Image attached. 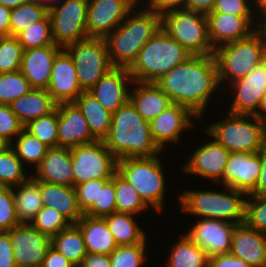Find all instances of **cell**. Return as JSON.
Here are the masks:
<instances>
[{
	"instance_id": "obj_1",
	"label": "cell",
	"mask_w": 266,
	"mask_h": 267,
	"mask_svg": "<svg viewBox=\"0 0 266 267\" xmlns=\"http://www.w3.org/2000/svg\"><path fill=\"white\" fill-rule=\"evenodd\" d=\"M155 83L167 94L172 104L188 108L199 120L208 113L206 109L219 93L216 91H223L220 89L214 55H191Z\"/></svg>"
},
{
	"instance_id": "obj_2",
	"label": "cell",
	"mask_w": 266,
	"mask_h": 267,
	"mask_svg": "<svg viewBox=\"0 0 266 267\" xmlns=\"http://www.w3.org/2000/svg\"><path fill=\"white\" fill-rule=\"evenodd\" d=\"M160 28L161 16L145 3H137L124 21L105 38L111 64L129 68L141 48Z\"/></svg>"
},
{
	"instance_id": "obj_3",
	"label": "cell",
	"mask_w": 266,
	"mask_h": 267,
	"mask_svg": "<svg viewBox=\"0 0 266 267\" xmlns=\"http://www.w3.org/2000/svg\"><path fill=\"white\" fill-rule=\"evenodd\" d=\"M103 141L117 159L164 153L153 140L150 122L143 119L130 100L112 113L110 131Z\"/></svg>"
},
{
	"instance_id": "obj_4",
	"label": "cell",
	"mask_w": 266,
	"mask_h": 267,
	"mask_svg": "<svg viewBox=\"0 0 266 267\" xmlns=\"http://www.w3.org/2000/svg\"><path fill=\"white\" fill-rule=\"evenodd\" d=\"M223 191L184 189L177 194L178 203L186 216L189 214L199 219H216L234 225L245 222V205L247 195L234 188L224 186Z\"/></svg>"
},
{
	"instance_id": "obj_5",
	"label": "cell",
	"mask_w": 266,
	"mask_h": 267,
	"mask_svg": "<svg viewBox=\"0 0 266 267\" xmlns=\"http://www.w3.org/2000/svg\"><path fill=\"white\" fill-rule=\"evenodd\" d=\"M191 55L161 27L141 48L128 70L133 81L156 82Z\"/></svg>"
},
{
	"instance_id": "obj_6",
	"label": "cell",
	"mask_w": 266,
	"mask_h": 267,
	"mask_svg": "<svg viewBox=\"0 0 266 267\" xmlns=\"http://www.w3.org/2000/svg\"><path fill=\"white\" fill-rule=\"evenodd\" d=\"M161 155L162 153L151 157L117 160V172L135 188L143 201L157 214L164 212L168 186L162 162L164 159Z\"/></svg>"
},
{
	"instance_id": "obj_7",
	"label": "cell",
	"mask_w": 266,
	"mask_h": 267,
	"mask_svg": "<svg viewBox=\"0 0 266 267\" xmlns=\"http://www.w3.org/2000/svg\"><path fill=\"white\" fill-rule=\"evenodd\" d=\"M226 113L203 128L219 144L230 153H257L266 146V123L254 115Z\"/></svg>"
},
{
	"instance_id": "obj_8",
	"label": "cell",
	"mask_w": 266,
	"mask_h": 267,
	"mask_svg": "<svg viewBox=\"0 0 266 267\" xmlns=\"http://www.w3.org/2000/svg\"><path fill=\"white\" fill-rule=\"evenodd\" d=\"M214 57L223 90L234 81L247 76L266 59V41L256 30L247 38L219 46L214 50Z\"/></svg>"
},
{
	"instance_id": "obj_9",
	"label": "cell",
	"mask_w": 266,
	"mask_h": 267,
	"mask_svg": "<svg viewBox=\"0 0 266 267\" xmlns=\"http://www.w3.org/2000/svg\"><path fill=\"white\" fill-rule=\"evenodd\" d=\"M161 27L192 55H214L206 15L186 8L172 10L161 16Z\"/></svg>"
},
{
	"instance_id": "obj_10",
	"label": "cell",
	"mask_w": 266,
	"mask_h": 267,
	"mask_svg": "<svg viewBox=\"0 0 266 267\" xmlns=\"http://www.w3.org/2000/svg\"><path fill=\"white\" fill-rule=\"evenodd\" d=\"M72 57L79 86L89 91L114 66L103 38H87L64 48Z\"/></svg>"
},
{
	"instance_id": "obj_11",
	"label": "cell",
	"mask_w": 266,
	"mask_h": 267,
	"mask_svg": "<svg viewBox=\"0 0 266 267\" xmlns=\"http://www.w3.org/2000/svg\"><path fill=\"white\" fill-rule=\"evenodd\" d=\"M74 187L94 179H111L117 172V158L104 141L96 140L70 148Z\"/></svg>"
},
{
	"instance_id": "obj_12",
	"label": "cell",
	"mask_w": 266,
	"mask_h": 267,
	"mask_svg": "<svg viewBox=\"0 0 266 267\" xmlns=\"http://www.w3.org/2000/svg\"><path fill=\"white\" fill-rule=\"evenodd\" d=\"M88 0H65L48 9L55 44L65 48L88 38Z\"/></svg>"
},
{
	"instance_id": "obj_13",
	"label": "cell",
	"mask_w": 266,
	"mask_h": 267,
	"mask_svg": "<svg viewBox=\"0 0 266 267\" xmlns=\"http://www.w3.org/2000/svg\"><path fill=\"white\" fill-rule=\"evenodd\" d=\"M209 137V140L196 146L191 156L187 157L186 163L182 164V170L187 175L209 179L210 182L218 185L225 172L228 156L230 152L204 129L202 130ZM211 139V140H210Z\"/></svg>"
},
{
	"instance_id": "obj_14",
	"label": "cell",
	"mask_w": 266,
	"mask_h": 267,
	"mask_svg": "<svg viewBox=\"0 0 266 267\" xmlns=\"http://www.w3.org/2000/svg\"><path fill=\"white\" fill-rule=\"evenodd\" d=\"M223 89L231 96L228 112L234 114L253 115L266 94V59L239 80Z\"/></svg>"
},
{
	"instance_id": "obj_15",
	"label": "cell",
	"mask_w": 266,
	"mask_h": 267,
	"mask_svg": "<svg viewBox=\"0 0 266 267\" xmlns=\"http://www.w3.org/2000/svg\"><path fill=\"white\" fill-rule=\"evenodd\" d=\"M135 0H88V38L105 39L137 5Z\"/></svg>"
},
{
	"instance_id": "obj_16",
	"label": "cell",
	"mask_w": 266,
	"mask_h": 267,
	"mask_svg": "<svg viewBox=\"0 0 266 267\" xmlns=\"http://www.w3.org/2000/svg\"><path fill=\"white\" fill-rule=\"evenodd\" d=\"M17 267H41L51 238L29 223H20L7 231Z\"/></svg>"
},
{
	"instance_id": "obj_17",
	"label": "cell",
	"mask_w": 266,
	"mask_h": 267,
	"mask_svg": "<svg viewBox=\"0 0 266 267\" xmlns=\"http://www.w3.org/2000/svg\"><path fill=\"white\" fill-rule=\"evenodd\" d=\"M193 119L199 120L188 108L180 104H171L150 121L151 134L156 145L164 152L167 149L165 147L169 148L182 142L180 140L184 132L193 130Z\"/></svg>"
},
{
	"instance_id": "obj_18",
	"label": "cell",
	"mask_w": 266,
	"mask_h": 267,
	"mask_svg": "<svg viewBox=\"0 0 266 267\" xmlns=\"http://www.w3.org/2000/svg\"><path fill=\"white\" fill-rule=\"evenodd\" d=\"M235 226L222 220L198 218L187 227L186 235L212 257L230 253Z\"/></svg>"
},
{
	"instance_id": "obj_19",
	"label": "cell",
	"mask_w": 266,
	"mask_h": 267,
	"mask_svg": "<svg viewBox=\"0 0 266 267\" xmlns=\"http://www.w3.org/2000/svg\"><path fill=\"white\" fill-rule=\"evenodd\" d=\"M206 17L208 38L214 50L226 43L247 38L257 30L256 16L210 12Z\"/></svg>"
},
{
	"instance_id": "obj_20",
	"label": "cell",
	"mask_w": 266,
	"mask_h": 267,
	"mask_svg": "<svg viewBox=\"0 0 266 267\" xmlns=\"http://www.w3.org/2000/svg\"><path fill=\"white\" fill-rule=\"evenodd\" d=\"M260 151L257 153L232 152L228 156L222 181L228 186L249 195L260 175Z\"/></svg>"
},
{
	"instance_id": "obj_21",
	"label": "cell",
	"mask_w": 266,
	"mask_h": 267,
	"mask_svg": "<svg viewBox=\"0 0 266 267\" xmlns=\"http://www.w3.org/2000/svg\"><path fill=\"white\" fill-rule=\"evenodd\" d=\"M46 90L57 105L74 102L83 92L73 59L64 48L53 61L51 80Z\"/></svg>"
},
{
	"instance_id": "obj_22",
	"label": "cell",
	"mask_w": 266,
	"mask_h": 267,
	"mask_svg": "<svg viewBox=\"0 0 266 267\" xmlns=\"http://www.w3.org/2000/svg\"><path fill=\"white\" fill-rule=\"evenodd\" d=\"M133 83L132 76L126 67H113L89 92L111 113L122 107L129 100Z\"/></svg>"
},
{
	"instance_id": "obj_23",
	"label": "cell",
	"mask_w": 266,
	"mask_h": 267,
	"mask_svg": "<svg viewBox=\"0 0 266 267\" xmlns=\"http://www.w3.org/2000/svg\"><path fill=\"white\" fill-rule=\"evenodd\" d=\"M58 107V146L72 148L97 139L91 134L87 119L74 102L60 103Z\"/></svg>"
},
{
	"instance_id": "obj_24",
	"label": "cell",
	"mask_w": 266,
	"mask_h": 267,
	"mask_svg": "<svg viewBox=\"0 0 266 267\" xmlns=\"http://www.w3.org/2000/svg\"><path fill=\"white\" fill-rule=\"evenodd\" d=\"M63 48L50 45L24 50L20 71L28 80L31 88L47 89L55 57Z\"/></svg>"
},
{
	"instance_id": "obj_25",
	"label": "cell",
	"mask_w": 266,
	"mask_h": 267,
	"mask_svg": "<svg viewBox=\"0 0 266 267\" xmlns=\"http://www.w3.org/2000/svg\"><path fill=\"white\" fill-rule=\"evenodd\" d=\"M34 171L31 176L35 180L74 187L70 148L61 146L49 148Z\"/></svg>"
},
{
	"instance_id": "obj_26",
	"label": "cell",
	"mask_w": 266,
	"mask_h": 267,
	"mask_svg": "<svg viewBox=\"0 0 266 267\" xmlns=\"http://www.w3.org/2000/svg\"><path fill=\"white\" fill-rule=\"evenodd\" d=\"M230 253L250 267H266V234L245 223L236 225Z\"/></svg>"
},
{
	"instance_id": "obj_27",
	"label": "cell",
	"mask_w": 266,
	"mask_h": 267,
	"mask_svg": "<svg viewBox=\"0 0 266 267\" xmlns=\"http://www.w3.org/2000/svg\"><path fill=\"white\" fill-rule=\"evenodd\" d=\"M129 100L145 121H152L172 102L155 82L133 81Z\"/></svg>"
},
{
	"instance_id": "obj_28",
	"label": "cell",
	"mask_w": 266,
	"mask_h": 267,
	"mask_svg": "<svg viewBox=\"0 0 266 267\" xmlns=\"http://www.w3.org/2000/svg\"><path fill=\"white\" fill-rule=\"evenodd\" d=\"M75 225L82 233L88 253L110 255L117 248L104 218L83 215Z\"/></svg>"
},
{
	"instance_id": "obj_29",
	"label": "cell",
	"mask_w": 266,
	"mask_h": 267,
	"mask_svg": "<svg viewBox=\"0 0 266 267\" xmlns=\"http://www.w3.org/2000/svg\"><path fill=\"white\" fill-rule=\"evenodd\" d=\"M40 190L43 205L53 207L72 224L83 217L84 214L77 203L75 187L40 181Z\"/></svg>"
},
{
	"instance_id": "obj_30",
	"label": "cell",
	"mask_w": 266,
	"mask_h": 267,
	"mask_svg": "<svg viewBox=\"0 0 266 267\" xmlns=\"http://www.w3.org/2000/svg\"><path fill=\"white\" fill-rule=\"evenodd\" d=\"M56 106L46 89L34 88L10 104L11 110L24 126L31 120L49 114Z\"/></svg>"
},
{
	"instance_id": "obj_31",
	"label": "cell",
	"mask_w": 266,
	"mask_h": 267,
	"mask_svg": "<svg viewBox=\"0 0 266 267\" xmlns=\"http://www.w3.org/2000/svg\"><path fill=\"white\" fill-rule=\"evenodd\" d=\"M16 207V218L19 223H29L44 206L40 190V181L30 176L23 183L12 187Z\"/></svg>"
},
{
	"instance_id": "obj_32",
	"label": "cell",
	"mask_w": 266,
	"mask_h": 267,
	"mask_svg": "<svg viewBox=\"0 0 266 267\" xmlns=\"http://www.w3.org/2000/svg\"><path fill=\"white\" fill-rule=\"evenodd\" d=\"M74 103L87 119L91 134L97 140L103 141L110 131L112 113L106 110L89 91H83Z\"/></svg>"
},
{
	"instance_id": "obj_33",
	"label": "cell",
	"mask_w": 266,
	"mask_h": 267,
	"mask_svg": "<svg viewBox=\"0 0 266 267\" xmlns=\"http://www.w3.org/2000/svg\"><path fill=\"white\" fill-rule=\"evenodd\" d=\"M170 245L167 267H208V259L204 249L195 244L187 235L179 234Z\"/></svg>"
},
{
	"instance_id": "obj_34",
	"label": "cell",
	"mask_w": 266,
	"mask_h": 267,
	"mask_svg": "<svg viewBox=\"0 0 266 267\" xmlns=\"http://www.w3.org/2000/svg\"><path fill=\"white\" fill-rule=\"evenodd\" d=\"M136 215L113 212L103 217L118 246L147 242L146 231L136 220Z\"/></svg>"
},
{
	"instance_id": "obj_35",
	"label": "cell",
	"mask_w": 266,
	"mask_h": 267,
	"mask_svg": "<svg viewBox=\"0 0 266 267\" xmlns=\"http://www.w3.org/2000/svg\"><path fill=\"white\" fill-rule=\"evenodd\" d=\"M51 246L63 254L76 267L87 254L84 239L80 229L71 224L51 238Z\"/></svg>"
},
{
	"instance_id": "obj_36",
	"label": "cell",
	"mask_w": 266,
	"mask_h": 267,
	"mask_svg": "<svg viewBox=\"0 0 266 267\" xmlns=\"http://www.w3.org/2000/svg\"><path fill=\"white\" fill-rule=\"evenodd\" d=\"M10 146L26 168H30V165H32V170L41 163V160L50 148L38 138L30 134L25 128L11 142ZM26 164L29 166L27 167Z\"/></svg>"
},
{
	"instance_id": "obj_37",
	"label": "cell",
	"mask_w": 266,
	"mask_h": 267,
	"mask_svg": "<svg viewBox=\"0 0 266 267\" xmlns=\"http://www.w3.org/2000/svg\"><path fill=\"white\" fill-rule=\"evenodd\" d=\"M116 212L140 216L149 210L135 188L118 172L114 174Z\"/></svg>"
},
{
	"instance_id": "obj_38",
	"label": "cell",
	"mask_w": 266,
	"mask_h": 267,
	"mask_svg": "<svg viewBox=\"0 0 266 267\" xmlns=\"http://www.w3.org/2000/svg\"><path fill=\"white\" fill-rule=\"evenodd\" d=\"M30 176V170L22 164L11 146L0 152V186L14 187Z\"/></svg>"
},
{
	"instance_id": "obj_39",
	"label": "cell",
	"mask_w": 266,
	"mask_h": 267,
	"mask_svg": "<svg viewBox=\"0 0 266 267\" xmlns=\"http://www.w3.org/2000/svg\"><path fill=\"white\" fill-rule=\"evenodd\" d=\"M48 14V8L33 1L11 10L9 36H17L32 23L41 21Z\"/></svg>"
},
{
	"instance_id": "obj_40",
	"label": "cell",
	"mask_w": 266,
	"mask_h": 267,
	"mask_svg": "<svg viewBox=\"0 0 266 267\" xmlns=\"http://www.w3.org/2000/svg\"><path fill=\"white\" fill-rule=\"evenodd\" d=\"M16 37L24 50L56 45L52 35L49 14H47L41 21L32 23Z\"/></svg>"
},
{
	"instance_id": "obj_41",
	"label": "cell",
	"mask_w": 266,
	"mask_h": 267,
	"mask_svg": "<svg viewBox=\"0 0 266 267\" xmlns=\"http://www.w3.org/2000/svg\"><path fill=\"white\" fill-rule=\"evenodd\" d=\"M24 128L50 148L58 147V107L45 116L31 120Z\"/></svg>"
},
{
	"instance_id": "obj_42",
	"label": "cell",
	"mask_w": 266,
	"mask_h": 267,
	"mask_svg": "<svg viewBox=\"0 0 266 267\" xmlns=\"http://www.w3.org/2000/svg\"><path fill=\"white\" fill-rule=\"evenodd\" d=\"M30 224L41 234L52 238L72 223L53 207L43 206Z\"/></svg>"
},
{
	"instance_id": "obj_43",
	"label": "cell",
	"mask_w": 266,
	"mask_h": 267,
	"mask_svg": "<svg viewBox=\"0 0 266 267\" xmlns=\"http://www.w3.org/2000/svg\"><path fill=\"white\" fill-rule=\"evenodd\" d=\"M147 242L120 245L110 254L111 267H142L149 260Z\"/></svg>"
},
{
	"instance_id": "obj_44",
	"label": "cell",
	"mask_w": 266,
	"mask_h": 267,
	"mask_svg": "<svg viewBox=\"0 0 266 267\" xmlns=\"http://www.w3.org/2000/svg\"><path fill=\"white\" fill-rule=\"evenodd\" d=\"M31 89L28 80L20 70L0 74V104L10 105Z\"/></svg>"
},
{
	"instance_id": "obj_45",
	"label": "cell",
	"mask_w": 266,
	"mask_h": 267,
	"mask_svg": "<svg viewBox=\"0 0 266 267\" xmlns=\"http://www.w3.org/2000/svg\"><path fill=\"white\" fill-rule=\"evenodd\" d=\"M24 49L15 36L0 37V74L20 70Z\"/></svg>"
},
{
	"instance_id": "obj_46",
	"label": "cell",
	"mask_w": 266,
	"mask_h": 267,
	"mask_svg": "<svg viewBox=\"0 0 266 267\" xmlns=\"http://www.w3.org/2000/svg\"><path fill=\"white\" fill-rule=\"evenodd\" d=\"M116 192L114 176L111 179H99L98 203H94L84 215L103 218L116 212Z\"/></svg>"
},
{
	"instance_id": "obj_47",
	"label": "cell",
	"mask_w": 266,
	"mask_h": 267,
	"mask_svg": "<svg viewBox=\"0 0 266 267\" xmlns=\"http://www.w3.org/2000/svg\"><path fill=\"white\" fill-rule=\"evenodd\" d=\"M244 223L248 227L266 234V195L247 196Z\"/></svg>"
},
{
	"instance_id": "obj_48",
	"label": "cell",
	"mask_w": 266,
	"mask_h": 267,
	"mask_svg": "<svg viewBox=\"0 0 266 267\" xmlns=\"http://www.w3.org/2000/svg\"><path fill=\"white\" fill-rule=\"evenodd\" d=\"M18 224L12 187L0 186V231L7 232Z\"/></svg>"
},
{
	"instance_id": "obj_49",
	"label": "cell",
	"mask_w": 266,
	"mask_h": 267,
	"mask_svg": "<svg viewBox=\"0 0 266 267\" xmlns=\"http://www.w3.org/2000/svg\"><path fill=\"white\" fill-rule=\"evenodd\" d=\"M23 129L24 125L11 110L10 105L0 104V136L11 143Z\"/></svg>"
},
{
	"instance_id": "obj_50",
	"label": "cell",
	"mask_w": 266,
	"mask_h": 267,
	"mask_svg": "<svg viewBox=\"0 0 266 267\" xmlns=\"http://www.w3.org/2000/svg\"><path fill=\"white\" fill-rule=\"evenodd\" d=\"M77 203L84 214L94 203H98L99 179L89 180L75 186Z\"/></svg>"
},
{
	"instance_id": "obj_51",
	"label": "cell",
	"mask_w": 266,
	"mask_h": 267,
	"mask_svg": "<svg viewBox=\"0 0 266 267\" xmlns=\"http://www.w3.org/2000/svg\"><path fill=\"white\" fill-rule=\"evenodd\" d=\"M212 12L236 16H255L253 0H216Z\"/></svg>"
},
{
	"instance_id": "obj_52",
	"label": "cell",
	"mask_w": 266,
	"mask_h": 267,
	"mask_svg": "<svg viewBox=\"0 0 266 267\" xmlns=\"http://www.w3.org/2000/svg\"><path fill=\"white\" fill-rule=\"evenodd\" d=\"M151 10H154L158 15L177 9H185L188 0H146L144 2Z\"/></svg>"
},
{
	"instance_id": "obj_53",
	"label": "cell",
	"mask_w": 266,
	"mask_h": 267,
	"mask_svg": "<svg viewBox=\"0 0 266 267\" xmlns=\"http://www.w3.org/2000/svg\"><path fill=\"white\" fill-rule=\"evenodd\" d=\"M0 267H17L10 238L7 232L0 231Z\"/></svg>"
},
{
	"instance_id": "obj_54",
	"label": "cell",
	"mask_w": 266,
	"mask_h": 267,
	"mask_svg": "<svg viewBox=\"0 0 266 267\" xmlns=\"http://www.w3.org/2000/svg\"><path fill=\"white\" fill-rule=\"evenodd\" d=\"M208 267H250L231 253L219 254L208 259Z\"/></svg>"
},
{
	"instance_id": "obj_55",
	"label": "cell",
	"mask_w": 266,
	"mask_h": 267,
	"mask_svg": "<svg viewBox=\"0 0 266 267\" xmlns=\"http://www.w3.org/2000/svg\"><path fill=\"white\" fill-rule=\"evenodd\" d=\"M41 267H76L63 254L50 246L46 252Z\"/></svg>"
},
{
	"instance_id": "obj_56",
	"label": "cell",
	"mask_w": 266,
	"mask_h": 267,
	"mask_svg": "<svg viewBox=\"0 0 266 267\" xmlns=\"http://www.w3.org/2000/svg\"><path fill=\"white\" fill-rule=\"evenodd\" d=\"M260 175L258 176L254 190L247 196L266 195V146L260 150Z\"/></svg>"
},
{
	"instance_id": "obj_57",
	"label": "cell",
	"mask_w": 266,
	"mask_h": 267,
	"mask_svg": "<svg viewBox=\"0 0 266 267\" xmlns=\"http://www.w3.org/2000/svg\"><path fill=\"white\" fill-rule=\"evenodd\" d=\"M77 267H111L110 255L88 253Z\"/></svg>"
},
{
	"instance_id": "obj_58",
	"label": "cell",
	"mask_w": 266,
	"mask_h": 267,
	"mask_svg": "<svg viewBox=\"0 0 266 267\" xmlns=\"http://www.w3.org/2000/svg\"><path fill=\"white\" fill-rule=\"evenodd\" d=\"M215 2L216 0H188L186 9L207 15L212 12Z\"/></svg>"
},
{
	"instance_id": "obj_59",
	"label": "cell",
	"mask_w": 266,
	"mask_h": 267,
	"mask_svg": "<svg viewBox=\"0 0 266 267\" xmlns=\"http://www.w3.org/2000/svg\"><path fill=\"white\" fill-rule=\"evenodd\" d=\"M11 9L0 4V37L9 36Z\"/></svg>"
},
{
	"instance_id": "obj_60",
	"label": "cell",
	"mask_w": 266,
	"mask_h": 267,
	"mask_svg": "<svg viewBox=\"0 0 266 267\" xmlns=\"http://www.w3.org/2000/svg\"><path fill=\"white\" fill-rule=\"evenodd\" d=\"M260 121L266 123V94L261 98L257 111L253 114Z\"/></svg>"
},
{
	"instance_id": "obj_61",
	"label": "cell",
	"mask_w": 266,
	"mask_h": 267,
	"mask_svg": "<svg viewBox=\"0 0 266 267\" xmlns=\"http://www.w3.org/2000/svg\"><path fill=\"white\" fill-rule=\"evenodd\" d=\"M253 10L257 18L266 13V0H253Z\"/></svg>"
},
{
	"instance_id": "obj_62",
	"label": "cell",
	"mask_w": 266,
	"mask_h": 267,
	"mask_svg": "<svg viewBox=\"0 0 266 267\" xmlns=\"http://www.w3.org/2000/svg\"><path fill=\"white\" fill-rule=\"evenodd\" d=\"M31 1L32 0H0V4L12 10L22 4H25Z\"/></svg>"
},
{
	"instance_id": "obj_63",
	"label": "cell",
	"mask_w": 266,
	"mask_h": 267,
	"mask_svg": "<svg viewBox=\"0 0 266 267\" xmlns=\"http://www.w3.org/2000/svg\"><path fill=\"white\" fill-rule=\"evenodd\" d=\"M257 30L260 32L263 39L266 41V13L258 18Z\"/></svg>"
},
{
	"instance_id": "obj_64",
	"label": "cell",
	"mask_w": 266,
	"mask_h": 267,
	"mask_svg": "<svg viewBox=\"0 0 266 267\" xmlns=\"http://www.w3.org/2000/svg\"><path fill=\"white\" fill-rule=\"evenodd\" d=\"M32 1L35 3L41 4V5H44L49 9L52 6L62 3L65 0H32Z\"/></svg>"
},
{
	"instance_id": "obj_65",
	"label": "cell",
	"mask_w": 266,
	"mask_h": 267,
	"mask_svg": "<svg viewBox=\"0 0 266 267\" xmlns=\"http://www.w3.org/2000/svg\"><path fill=\"white\" fill-rule=\"evenodd\" d=\"M11 145V143L9 141H7L5 138H3L2 136H0V152L6 150L7 148H9Z\"/></svg>"
},
{
	"instance_id": "obj_66",
	"label": "cell",
	"mask_w": 266,
	"mask_h": 267,
	"mask_svg": "<svg viewBox=\"0 0 266 267\" xmlns=\"http://www.w3.org/2000/svg\"><path fill=\"white\" fill-rule=\"evenodd\" d=\"M138 3H144L146 0H135Z\"/></svg>"
}]
</instances>
